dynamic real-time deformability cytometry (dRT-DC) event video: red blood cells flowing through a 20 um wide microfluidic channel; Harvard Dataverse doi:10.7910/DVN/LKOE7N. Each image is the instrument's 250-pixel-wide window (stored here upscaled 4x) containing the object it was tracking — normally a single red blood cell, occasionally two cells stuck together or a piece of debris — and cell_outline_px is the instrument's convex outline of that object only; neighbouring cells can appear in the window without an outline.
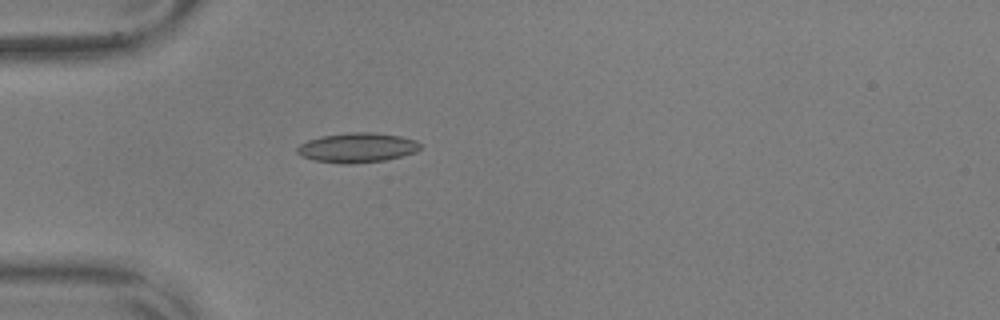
{"species": "common noctule bat (a hibernating species)", "species_latin": "Nyctalus noctula", "temperature_condition": "warm", "stored_images_in_passage": 9, "camera_frame_rate_fps": 3000, "um_per_image_px": 0.085, "animal": {"sex": "male", "body_mass_g": 17.9, "forearm_length_mm": 54.2}, "frame": {"image": 1, "passage_image": 1, "time_ms": 0.0, "image_size_px": [1000, 320], "cell_outline_px": [[420, 148], [416, 152], [384, 160], [352, 164], [344, 164], [312, 160], [300, 156], [296, 152], [296, 148], [300, 144], [308, 140], [320, 136], [352, 132], [372, 132], [400, 136], [416, 140], [420, 144]], "centroid_in_image_um": [30.32, 12.55], "position_along_channel_um": 54.7, "area_um2": 21.33}}
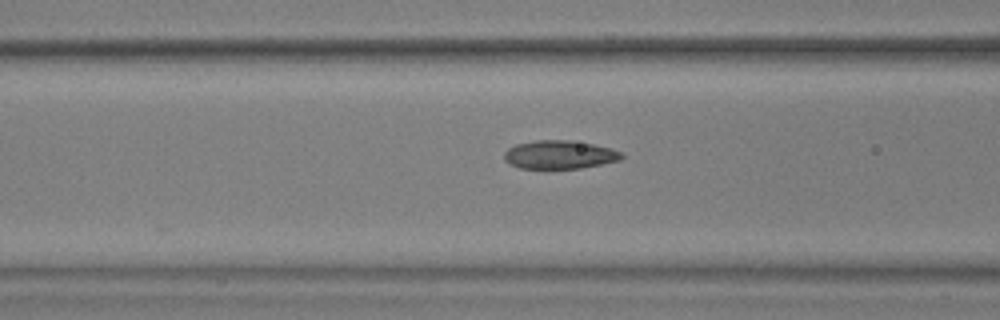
{"frame": {"image": 2, "passage_image": 7, "time_ms": 2.0, "image_size_px": [1000, 320], "cell_outline_px": [[624, 156], [620, 160], [580, 168], [520, 168], [508, 164], [504, 160], [504, 152], [508, 148], [516, 144], [536, 140], [572, 140], [612, 148], [620, 152]], "centroid_in_image_um": [47.53, 13.14], "position_along_channel_um": 119.1, "area_um2": 19.42}}